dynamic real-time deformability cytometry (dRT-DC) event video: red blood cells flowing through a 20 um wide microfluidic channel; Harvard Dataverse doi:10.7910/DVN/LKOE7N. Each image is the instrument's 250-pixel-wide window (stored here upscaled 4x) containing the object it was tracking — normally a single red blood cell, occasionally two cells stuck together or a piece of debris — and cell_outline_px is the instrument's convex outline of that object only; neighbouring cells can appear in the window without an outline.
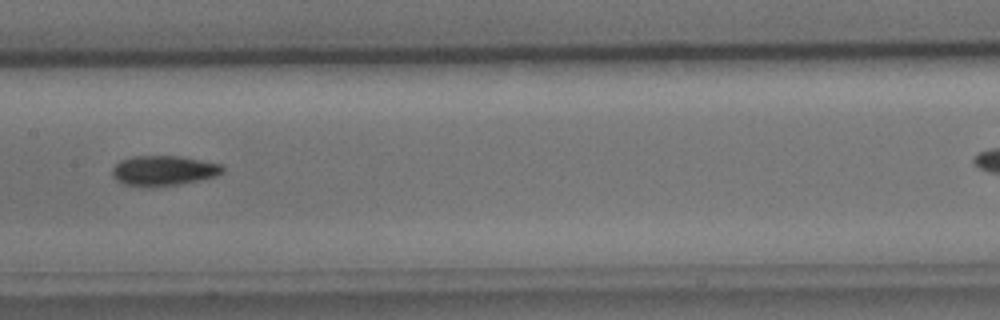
{"species": "common noctule bat (a hibernating species)", "species_latin": "Nyctalus noctula", "temperature_condition": "cold", "stored_images_in_passage": 13, "camera_frame_rate_fps": 3000, "um_per_image_px": 0.085, "animal": {"sex": "male", "body_mass_g": 15.6}, "frame": {"image": 1, "passage_image": 8, "time_ms": 8.0, "image_size_px": [1000, 320], "cell_outline_px": [[224, 172], [216, 176], [200, 180], [180, 184], [156, 188], [124, 184], [116, 180], [112, 176], [112, 168], [120, 160], [132, 156], [180, 156], [224, 164]], "centroid_in_image_um": [13.92, 14.51], "position_along_channel_um": 193.5, "area_um2": 19.71}}
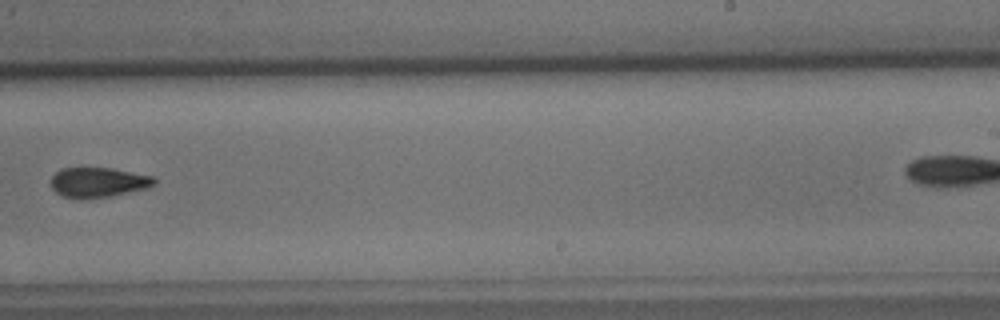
{"frame": {"image": 2, "passage_image": 10, "time_ms": 10.333, "image_size_px": [1000, 320], "cell_outline_px": [[156, 184], [144, 188], [112, 196], [84, 200], [80, 200], [64, 196], [56, 192], [52, 188], [52, 176], [60, 168], [112, 168], [156, 176]], "centroid_in_image_um": [8.36, 15.5], "position_along_channel_um": 280.6, "area_um2": 18.21}}